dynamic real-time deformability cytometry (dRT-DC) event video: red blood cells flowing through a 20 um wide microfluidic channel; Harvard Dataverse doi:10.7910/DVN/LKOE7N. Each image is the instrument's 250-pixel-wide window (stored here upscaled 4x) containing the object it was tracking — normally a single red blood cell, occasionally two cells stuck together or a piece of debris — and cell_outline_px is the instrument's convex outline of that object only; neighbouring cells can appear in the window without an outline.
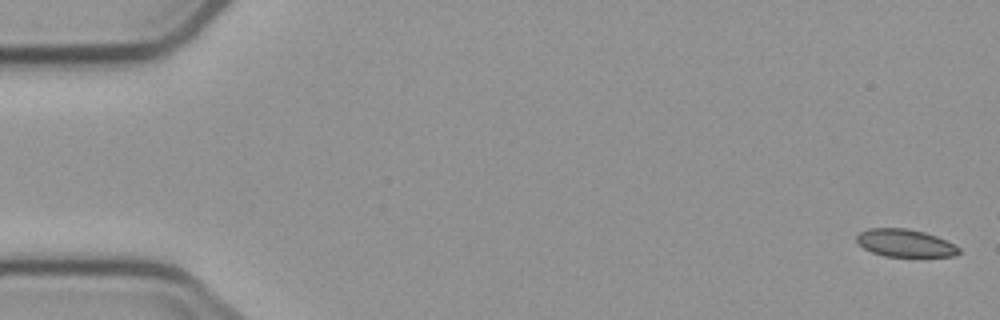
{"species": "common noctule bat (a hibernating species)", "species_latin": "Nyctalus noctula", "temperature_condition": "cold", "stored_images_in_passage": 4, "camera_frame_rate_fps": 3000, "um_per_image_px": 0.085, "animal": {"sex": "male", "body_mass_g": 23.1, "forearm_length_mm": 52.7}, "frame": {"image": 1, "passage_image": 1, "time_ms": 0.0, "image_size_px": [1000, 320], "cell_outline_px": [[960, 252], [956, 256], [884, 256], [872, 252], [864, 248], [856, 240], [856, 236], [860, 232], [868, 228], [908, 228], [924, 232], [936, 236], [960, 248]], "centroid_in_image_um": [76.91, 20.65], "position_along_channel_um": 8.1, "area_um2": 16.3}}